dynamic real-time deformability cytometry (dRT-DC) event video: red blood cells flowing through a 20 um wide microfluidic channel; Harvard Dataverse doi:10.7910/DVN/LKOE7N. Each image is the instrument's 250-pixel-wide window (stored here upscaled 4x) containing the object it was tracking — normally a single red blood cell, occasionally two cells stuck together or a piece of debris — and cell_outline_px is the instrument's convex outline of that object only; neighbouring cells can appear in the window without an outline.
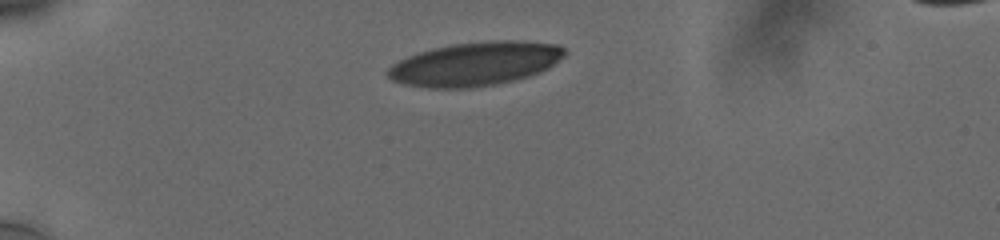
{"species": "human", "species_latin": "Homo sapiens", "temperature_condition": "cold", "stored_images_in_passage": 7, "camera_frame_rate_fps": 3000, "um_per_image_px": 0.085, "donor": {"sex": "male"}, "frame": {"image": 1, "passage_image": 1, "time_ms": 0.0, "image_size_px": [1000, 240], "cell_outline_px": [[568, 52], [564, 56], [548, 68], [540, 72], [516, 80], [496, 84], [472, 88], [428, 88], [404, 84], [392, 80], [384, 72], [392, 64], [408, 56], [432, 48], [452, 44], [488, 40], [524, 40], [560, 44]], "centroid_in_image_um": [40.42, 5.42], "position_along_channel_um": 44.6, "area_um2": 45.55}}